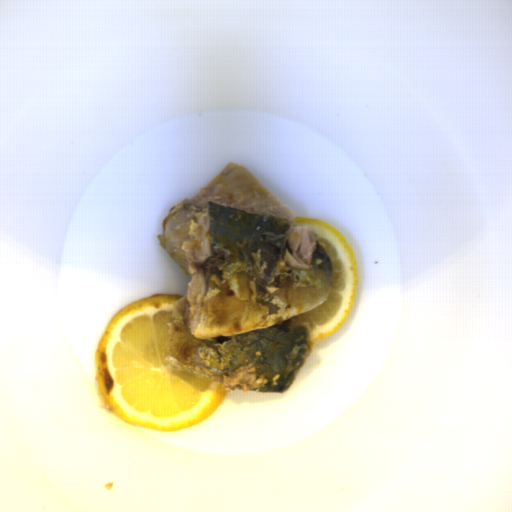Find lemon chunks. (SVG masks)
I'll list each match as a JSON object with an SVG mask.
<instances>
[{
  "label": "lemon chunks",
  "instance_id": "ac8584b7",
  "mask_svg": "<svg viewBox=\"0 0 512 512\" xmlns=\"http://www.w3.org/2000/svg\"><path fill=\"white\" fill-rule=\"evenodd\" d=\"M311 225L332 261L334 280L328 298L319 306L294 316L309 325L313 344L331 336L345 325L354 306L359 271L356 255L342 232L318 218L297 217L292 226Z\"/></svg>",
  "mask_w": 512,
  "mask_h": 512
},
{
  "label": "lemon chunks",
  "instance_id": "e0be4373",
  "mask_svg": "<svg viewBox=\"0 0 512 512\" xmlns=\"http://www.w3.org/2000/svg\"><path fill=\"white\" fill-rule=\"evenodd\" d=\"M184 295L158 293L119 309L95 349L100 398L111 416L136 427L174 432L199 425L232 388H220L164 358L174 302Z\"/></svg>",
  "mask_w": 512,
  "mask_h": 512
}]
</instances>
